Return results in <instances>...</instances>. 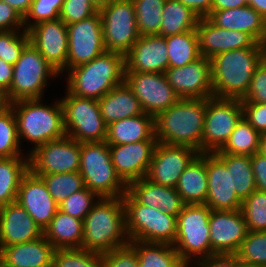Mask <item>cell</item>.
Returning a JSON list of instances; mask_svg holds the SVG:
<instances>
[{"label":"cell","instance_id":"obj_58","mask_svg":"<svg viewBox=\"0 0 266 267\" xmlns=\"http://www.w3.org/2000/svg\"><path fill=\"white\" fill-rule=\"evenodd\" d=\"M9 4L13 9H15L23 18L29 11L31 2L33 0H1Z\"/></svg>","mask_w":266,"mask_h":267},{"label":"cell","instance_id":"obj_11","mask_svg":"<svg viewBox=\"0 0 266 267\" xmlns=\"http://www.w3.org/2000/svg\"><path fill=\"white\" fill-rule=\"evenodd\" d=\"M99 13L106 51L125 56L140 37L132 0H112Z\"/></svg>","mask_w":266,"mask_h":267},{"label":"cell","instance_id":"obj_33","mask_svg":"<svg viewBox=\"0 0 266 267\" xmlns=\"http://www.w3.org/2000/svg\"><path fill=\"white\" fill-rule=\"evenodd\" d=\"M129 244L136 250L138 267H183L185 265L171 244L144 241H130Z\"/></svg>","mask_w":266,"mask_h":267},{"label":"cell","instance_id":"obj_44","mask_svg":"<svg viewBox=\"0 0 266 267\" xmlns=\"http://www.w3.org/2000/svg\"><path fill=\"white\" fill-rule=\"evenodd\" d=\"M241 211L248 231H266V192L251 193L242 202Z\"/></svg>","mask_w":266,"mask_h":267},{"label":"cell","instance_id":"obj_14","mask_svg":"<svg viewBox=\"0 0 266 267\" xmlns=\"http://www.w3.org/2000/svg\"><path fill=\"white\" fill-rule=\"evenodd\" d=\"M68 55L66 72L88 63L106 52L100 13L67 25Z\"/></svg>","mask_w":266,"mask_h":267},{"label":"cell","instance_id":"obj_16","mask_svg":"<svg viewBox=\"0 0 266 267\" xmlns=\"http://www.w3.org/2000/svg\"><path fill=\"white\" fill-rule=\"evenodd\" d=\"M164 74L180 99L213 97L211 60L208 58L201 56L182 67L168 68Z\"/></svg>","mask_w":266,"mask_h":267},{"label":"cell","instance_id":"obj_20","mask_svg":"<svg viewBox=\"0 0 266 267\" xmlns=\"http://www.w3.org/2000/svg\"><path fill=\"white\" fill-rule=\"evenodd\" d=\"M16 201L29 213L42 231L59 209L44 180L30 170L21 179Z\"/></svg>","mask_w":266,"mask_h":267},{"label":"cell","instance_id":"obj_10","mask_svg":"<svg viewBox=\"0 0 266 267\" xmlns=\"http://www.w3.org/2000/svg\"><path fill=\"white\" fill-rule=\"evenodd\" d=\"M65 91V95L60 97V103L66 135L80 143L105 141L107 125L102 118L98 101Z\"/></svg>","mask_w":266,"mask_h":267},{"label":"cell","instance_id":"obj_25","mask_svg":"<svg viewBox=\"0 0 266 267\" xmlns=\"http://www.w3.org/2000/svg\"><path fill=\"white\" fill-rule=\"evenodd\" d=\"M42 236V229L17 201L0 207V246L25 243Z\"/></svg>","mask_w":266,"mask_h":267},{"label":"cell","instance_id":"obj_12","mask_svg":"<svg viewBox=\"0 0 266 267\" xmlns=\"http://www.w3.org/2000/svg\"><path fill=\"white\" fill-rule=\"evenodd\" d=\"M243 117L241 99L206 98V116L202 134V153H214L228 141Z\"/></svg>","mask_w":266,"mask_h":267},{"label":"cell","instance_id":"obj_21","mask_svg":"<svg viewBox=\"0 0 266 267\" xmlns=\"http://www.w3.org/2000/svg\"><path fill=\"white\" fill-rule=\"evenodd\" d=\"M208 195L205 205L211 210H240L242 201L232 187V171L215 154L206 153Z\"/></svg>","mask_w":266,"mask_h":267},{"label":"cell","instance_id":"obj_23","mask_svg":"<svg viewBox=\"0 0 266 267\" xmlns=\"http://www.w3.org/2000/svg\"><path fill=\"white\" fill-rule=\"evenodd\" d=\"M157 143V141H140L109 145L115 171L127 186L146 177Z\"/></svg>","mask_w":266,"mask_h":267},{"label":"cell","instance_id":"obj_65","mask_svg":"<svg viewBox=\"0 0 266 267\" xmlns=\"http://www.w3.org/2000/svg\"><path fill=\"white\" fill-rule=\"evenodd\" d=\"M239 267H257V266H248V265H244V264H239Z\"/></svg>","mask_w":266,"mask_h":267},{"label":"cell","instance_id":"obj_5","mask_svg":"<svg viewBox=\"0 0 266 267\" xmlns=\"http://www.w3.org/2000/svg\"><path fill=\"white\" fill-rule=\"evenodd\" d=\"M213 96L243 99L255 69L261 64L259 48L222 52L211 59Z\"/></svg>","mask_w":266,"mask_h":267},{"label":"cell","instance_id":"obj_27","mask_svg":"<svg viewBox=\"0 0 266 267\" xmlns=\"http://www.w3.org/2000/svg\"><path fill=\"white\" fill-rule=\"evenodd\" d=\"M127 191L140 204L159 208L165 214L176 217L185 205L176 188L153 183L146 177L131 182Z\"/></svg>","mask_w":266,"mask_h":267},{"label":"cell","instance_id":"obj_29","mask_svg":"<svg viewBox=\"0 0 266 267\" xmlns=\"http://www.w3.org/2000/svg\"><path fill=\"white\" fill-rule=\"evenodd\" d=\"M140 141H157L155 138V117L150 114L144 113L107 125L105 142L108 145H122Z\"/></svg>","mask_w":266,"mask_h":267},{"label":"cell","instance_id":"obj_63","mask_svg":"<svg viewBox=\"0 0 266 267\" xmlns=\"http://www.w3.org/2000/svg\"><path fill=\"white\" fill-rule=\"evenodd\" d=\"M8 105L5 96H0V112Z\"/></svg>","mask_w":266,"mask_h":267},{"label":"cell","instance_id":"obj_19","mask_svg":"<svg viewBox=\"0 0 266 267\" xmlns=\"http://www.w3.org/2000/svg\"><path fill=\"white\" fill-rule=\"evenodd\" d=\"M27 32L29 43L44 56L60 76H64L68 55L67 25L58 18L39 23Z\"/></svg>","mask_w":266,"mask_h":267},{"label":"cell","instance_id":"obj_30","mask_svg":"<svg viewBox=\"0 0 266 267\" xmlns=\"http://www.w3.org/2000/svg\"><path fill=\"white\" fill-rule=\"evenodd\" d=\"M97 101L106 125L145 113L137 97L125 82L111 89Z\"/></svg>","mask_w":266,"mask_h":267},{"label":"cell","instance_id":"obj_17","mask_svg":"<svg viewBox=\"0 0 266 267\" xmlns=\"http://www.w3.org/2000/svg\"><path fill=\"white\" fill-rule=\"evenodd\" d=\"M198 154L188 146L157 143L146 178L153 183L176 188L180 175Z\"/></svg>","mask_w":266,"mask_h":267},{"label":"cell","instance_id":"obj_31","mask_svg":"<svg viewBox=\"0 0 266 267\" xmlns=\"http://www.w3.org/2000/svg\"><path fill=\"white\" fill-rule=\"evenodd\" d=\"M207 181L206 153H199L180 175L176 191L184 204H205Z\"/></svg>","mask_w":266,"mask_h":267},{"label":"cell","instance_id":"obj_62","mask_svg":"<svg viewBox=\"0 0 266 267\" xmlns=\"http://www.w3.org/2000/svg\"><path fill=\"white\" fill-rule=\"evenodd\" d=\"M93 5L100 10L101 8H103L104 6H106L110 1L112 0H90Z\"/></svg>","mask_w":266,"mask_h":267},{"label":"cell","instance_id":"obj_38","mask_svg":"<svg viewBox=\"0 0 266 267\" xmlns=\"http://www.w3.org/2000/svg\"><path fill=\"white\" fill-rule=\"evenodd\" d=\"M260 136L250 123L242 117L225 145L214 153L252 156L258 152Z\"/></svg>","mask_w":266,"mask_h":267},{"label":"cell","instance_id":"obj_1","mask_svg":"<svg viewBox=\"0 0 266 267\" xmlns=\"http://www.w3.org/2000/svg\"><path fill=\"white\" fill-rule=\"evenodd\" d=\"M129 243L122 197L99 198L83 220L81 248L103 254Z\"/></svg>","mask_w":266,"mask_h":267},{"label":"cell","instance_id":"obj_24","mask_svg":"<svg viewBox=\"0 0 266 267\" xmlns=\"http://www.w3.org/2000/svg\"><path fill=\"white\" fill-rule=\"evenodd\" d=\"M168 68L167 44L159 35L140 36L125 55V71L164 73Z\"/></svg>","mask_w":266,"mask_h":267},{"label":"cell","instance_id":"obj_22","mask_svg":"<svg viewBox=\"0 0 266 267\" xmlns=\"http://www.w3.org/2000/svg\"><path fill=\"white\" fill-rule=\"evenodd\" d=\"M196 32L200 55L208 59L230 50L259 48V43L249 34L217 27L208 18H199Z\"/></svg>","mask_w":266,"mask_h":267},{"label":"cell","instance_id":"obj_35","mask_svg":"<svg viewBox=\"0 0 266 267\" xmlns=\"http://www.w3.org/2000/svg\"><path fill=\"white\" fill-rule=\"evenodd\" d=\"M198 21L199 17L178 0H166L158 35L166 37L196 30Z\"/></svg>","mask_w":266,"mask_h":267},{"label":"cell","instance_id":"obj_39","mask_svg":"<svg viewBox=\"0 0 266 267\" xmlns=\"http://www.w3.org/2000/svg\"><path fill=\"white\" fill-rule=\"evenodd\" d=\"M24 150L19 142L14 111L8 104L0 112V158L29 157Z\"/></svg>","mask_w":266,"mask_h":267},{"label":"cell","instance_id":"obj_52","mask_svg":"<svg viewBox=\"0 0 266 267\" xmlns=\"http://www.w3.org/2000/svg\"><path fill=\"white\" fill-rule=\"evenodd\" d=\"M25 30L23 17L9 4L0 0V32Z\"/></svg>","mask_w":266,"mask_h":267},{"label":"cell","instance_id":"obj_53","mask_svg":"<svg viewBox=\"0 0 266 267\" xmlns=\"http://www.w3.org/2000/svg\"><path fill=\"white\" fill-rule=\"evenodd\" d=\"M251 163L256 181V189L266 192V156L256 152L251 156Z\"/></svg>","mask_w":266,"mask_h":267},{"label":"cell","instance_id":"obj_8","mask_svg":"<svg viewBox=\"0 0 266 267\" xmlns=\"http://www.w3.org/2000/svg\"><path fill=\"white\" fill-rule=\"evenodd\" d=\"M210 212L205 204H185L177 216L173 246L185 264H197L211 258Z\"/></svg>","mask_w":266,"mask_h":267},{"label":"cell","instance_id":"obj_54","mask_svg":"<svg viewBox=\"0 0 266 267\" xmlns=\"http://www.w3.org/2000/svg\"><path fill=\"white\" fill-rule=\"evenodd\" d=\"M240 261L235 255H214L197 263L198 267H239Z\"/></svg>","mask_w":266,"mask_h":267},{"label":"cell","instance_id":"obj_64","mask_svg":"<svg viewBox=\"0 0 266 267\" xmlns=\"http://www.w3.org/2000/svg\"><path fill=\"white\" fill-rule=\"evenodd\" d=\"M198 267L197 264H185L183 267Z\"/></svg>","mask_w":266,"mask_h":267},{"label":"cell","instance_id":"obj_49","mask_svg":"<svg viewBox=\"0 0 266 267\" xmlns=\"http://www.w3.org/2000/svg\"><path fill=\"white\" fill-rule=\"evenodd\" d=\"M101 255L102 267H138L136 250L130 244Z\"/></svg>","mask_w":266,"mask_h":267},{"label":"cell","instance_id":"obj_34","mask_svg":"<svg viewBox=\"0 0 266 267\" xmlns=\"http://www.w3.org/2000/svg\"><path fill=\"white\" fill-rule=\"evenodd\" d=\"M29 171V157L0 158V207L14 202L22 177Z\"/></svg>","mask_w":266,"mask_h":267},{"label":"cell","instance_id":"obj_42","mask_svg":"<svg viewBox=\"0 0 266 267\" xmlns=\"http://www.w3.org/2000/svg\"><path fill=\"white\" fill-rule=\"evenodd\" d=\"M47 185L48 191L59 205L74 192L85 187L79 171L40 176Z\"/></svg>","mask_w":266,"mask_h":267},{"label":"cell","instance_id":"obj_9","mask_svg":"<svg viewBox=\"0 0 266 267\" xmlns=\"http://www.w3.org/2000/svg\"><path fill=\"white\" fill-rule=\"evenodd\" d=\"M126 232L130 241L173 245L177 236V217L140 204L128 191L122 196Z\"/></svg>","mask_w":266,"mask_h":267},{"label":"cell","instance_id":"obj_18","mask_svg":"<svg viewBox=\"0 0 266 267\" xmlns=\"http://www.w3.org/2000/svg\"><path fill=\"white\" fill-rule=\"evenodd\" d=\"M211 257L235 255L248 233L244 215L240 210H211L210 218Z\"/></svg>","mask_w":266,"mask_h":267},{"label":"cell","instance_id":"obj_60","mask_svg":"<svg viewBox=\"0 0 266 267\" xmlns=\"http://www.w3.org/2000/svg\"><path fill=\"white\" fill-rule=\"evenodd\" d=\"M259 49L261 64L266 67V38L259 42Z\"/></svg>","mask_w":266,"mask_h":267},{"label":"cell","instance_id":"obj_36","mask_svg":"<svg viewBox=\"0 0 266 267\" xmlns=\"http://www.w3.org/2000/svg\"><path fill=\"white\" fill-rule=\"evenodd\" d=\"M232 171V187L243 202L256 189L251 156L215 153Z\"/></svg>","mask_w":266,"mask_h":267},{"label":"cell","instance_id":"obj_48","mask_svg":"<svg viewBox=\"0 0 266 267\" xmlns=\"http://www.w3.org/2000/svg\"><path fill=\"white\" fill-rule=\"evenodd\" d=\"M99 10L90 0H65L59 18L66 24L87 19Z\"/></svg>","mask_w":266,"mask_h":267},{"label":"cell","instance_id":"obj_6","mask_svg":"<svg viewBox=\"0 0 266 267\" xmlns=\"http://www.w3.org/2000/svg\"><path fill=\"white\" fill-rule=\"evenodd\" d=\"M13 80L6 102L11 104L19 100L43 99L51 80L61 79L44 56L30 43L22 50L19 59L13 65ZM50 83V84H49Z\"/></svg>","mask_w":266,"mask_h":267},{"label":"cell","instance_id":"obj_41","mask_svg":"<svg viewBox=\"0 0 266 267\" xmlns=\"http://www.w3.org/2000/svg\"><path fill=\"white\" fill-rule=\"evenodd\" d=\"M235 256L241 264L266 267V231H248Z\"/></svg>","mask_w":266,"mask_h":267},{"label":"cell","instance_id":"obj_55","mask_svg":"<svg viewBox=\"0 0 266 267\" xmlns=\"http://www.w3.org/2000/svg\"><path fill=\"white\" fill-rule=\"evenodd\" d=\"M190 8L199 18H207L211 13L213 0H178Z\"/></svg>","mask_w":266,"mask_h":267},{"label":"cell","instance_id":"obj_56","mask_svg":"<svg viewBox=\"0 0 266 267\" xmlns=\"http://www.w3.org/2000/svg\"><path fill=\"white\" fill-rule=\"evenodd\" d=\"M13 75V65L0 59V93L4 96L9 92Z\"/></svg>","mask_w":266,"mask_h":267},{"label":"cell","instance_id":"obj_57","mask_svg":"<svg viewBox=\"0 0 266 267\" xmlns=\"http://www.w3.org/2000/svg\"><path fill=\"white\" fill-rule=\"evenodd\" d=\"M252 0H213L211 11L233 9L249 5Z\"/></svg>","mask_w":266,"mask_h":267},{"label":"cell","instance_id":"obj_47","mask_svg":"<svg viewBox=\"0 0 266 267\" xmlns=\"http://www.w3.org/2000/svg\"><path fill=\"white\" fill-rule=\"evenodd\" d=\"M98 199L99 197L94 192L84 187L83 189L71 194L62 203H60L58 207L59 210L64 213L80 220H84Z\"/></svg>","mask_w":266,"mask_h":267},{"label":"cell","instance_id":"obj_40","mask_svg":"<svg viewBox=\"0 0 266 267\" xmlns=\"http://www.w3.org/2000/svg\"><path fill=\"white\" fill-rule=\"evenodd\" d=\"M140 36L158 35L166 0H132Z\"/></svg>","mask_w":266,"mask_h":267},{"label":"cell","instance_id":"obj_37","mask_svg":"<svg viewBox=\"0 0 266 267\" xmlns=\"http://www.w3.org/2000/svg\"><path fill=\"white\" fill-rule=\"evenodd\" d=\"M169 68L182 67L201 57L196 30L165 37Z\"/></svg>","mask_w":266,"mask_h":267},{"label":"cell","instance_id":"obj_15","mask_svg":"<svg viewBox=\"0 0 266 267\" xmlns=\"http://www.w3.org/2000/svg\"><path fill=\"white\" fill-rule=\"evenodd\" d=\"M124 82L137 97L143 111L154 117L180 99L164 73L125 71Z\"/></svg>","mask_w":266,"mask_h":267},{"label":"cell","instance_id":"obj_28","mask_svg":"<svg viewBox=\"0 0 266 267\" xmlns=\"http://www.w3.org/2000/svg\"><path fill=\"white\" fill-rule=\"evenodd\" d=\"M207 18L217 27L245 32L258 43L266 38V19L249 5L211 11Z\"/></svg>","mask_w":266,"mask_h":267},{"label":"cell","instance_id":"obj_51","mask_svg":"<svg viewBox=\"0 0 266 267\" xmlns=\"http://www.w3.org/2000/svg\"><path fill=\"white\" fill-rule=\"evenodd\" d=\"M243 118L260 134L266 133V104L242 103Z\"/></svg>","mask_w":266,"mask_h":267},{"label":"cell","instance_id":"obj_50","mask_svg":"<svg viewBox=\"0 0 266 267\" xmlns=\"http://www.w3.org/2000/svg\"><path fill=\"white\" fill-rule=\"evenodd\" d=\"M241 102L266 104V67L262 64L255 69L248 92Z\"/></svg>","mask_w":266,"mask_h":267},{"label":"cell","instance_id":"obj_7","mask_svg":"<svg viewBox=\"0 0 266 267\" xmlns=\"http://www.w3.org/2000/svg\"><path fill=\"white\" fill-rule=\"evenodd\" d=\"M79 172L85 187L99 198L122 197L127 192V185L117 175L105 141L80 143Z\"/></svg>","mask_w":266,"mask_h":267},{"label":"cell","instance_id":"obj_2","mask_svg":"<svg viewBox=\"0 0 266 267\" xmlns=\"http://www.w3.org/2000/svg\"><path fill=\"white\" fill-rule=\"evenodd\" d=\"M206 99H179L155 117L158 143L188 146L202 153Z\"/></svg>","mask_w":266,"mask_h":267},{"label":"cell","instance_id":"obj_26","mask_svg":"<svg viewBox=\"0 0 266 267\" xmlns=\"http://www.w3.org/2000/svg\"><path fill=\"white\" fill-rule=\"evenodd\" d=\"M55 247L44 237L25 243L0 246L2 267H52Z\"/></svg>","mask_w":266,"mask_h":267},{"label":"cell","instance_id":"obj_59","mask_svg":"<svg viewBox=\"0 0 266 267\" xmlns=\"http://www.w3.org/2000/svg\"><path fill=\"white\" fill-rule=\"evenodd\" d=\"M249 6L266 19V0H252Z\"/></svg>","mask_w":266,"mask_h":267},{"label":"cell","instance_id":"obj_13","mask_svg":"<svg viewBox=\"0 0 266 267\" xmlns=\"http://www.w3.org/2000/svg\"><path fill=\"white\" fill-rule=\"evenodd\" d=\"M29 156V170L36 176L72 173L80 168V142L65 135L37 146Z\"/></svg>","mask_w":266,"mask_h":267},{"label":"cell","instance_id":"obj_3","mask_svg":"<svg viewBox=\"0 0 266 267\" xmlns=\"http://www.w3.org/2000/svg\"><path fill=\"white\" fill-rule=\"evenodd\" d=\"M44 99L19 100L9 104L14 111L20 144L27 142L31 145L28 154L37 146L66 135L60 99L50 104Z\"/></svg>","mask_w":266,"mask_h":267},{"label":"cell","instance_id":"obj_32","mask_svg":"<svg viewBox=\"0 0 266 267\" xmlns=\"http://www.w3.org/2000/svg\"><path fill=\"white\" fill-rule=\"evenodd\" d=\"M43 236L55 249L81 248L83 239V220L57 210Z\"/></svg>","mask_w":266,"mask_h":267},{"label":"cell","instance_id":"obj_45","mask_svg":"<svg viewBox=\"0 0 266 267\" xmlns=\"http://www.w3.org/2000/svg\"><path fill=\"white\" fill-rule=\"evenodd\" d=\"M65 0H33L29 11L23 18L26 31L49 20L58 19Z\"/></svg>","mask_w":266,"mask_h":267},{"label":"cell","instance_id":"obj_46","mask_svg":"<svg viewBox=\"0 0 266 267\" xmlns=\"http://www.w3.org/2000/svg\"><path fill=\"white\" fill-rule=\"evenodd\" d=\"M28 43L29 35L26 30L0 32V59L14 65Z\"/></svg>","mask_w":266,"mask_h":267},{"label":"cell","instance_id":"obj_4","mask_svg":"<svg viewBox=\"0 0 266 267\" xmlns=\"http://www.w3.org/2000/svg\"><path fill=\"white\" fill-rule=\"evenodd\" d=\"M64 79L65 89L80 97L99 100L107 92L124 83L125 56L104 52L88 63L68 70Z\"/></svg>","mask_w":266,"mask_h":267},{"label":"cell","instance_id":"obj_43","mask_svg":"<svg viewBox=\"0 0 266 267\" xmlns=\"http://www.w3.org/2000/svg\"><path fill=\"white\" fill-rule=\"evenodd\" d=\"M52 267H102V255L82 248L56 249Z\"/></svg>","mask_w":266,"mask_h":267},{"label":"cell","instance_id":"obj_61","mask_svg":"<svg viewBox=\"0 0 266 267\" xmlns=\"http://www.w3.org/2000/svg\"><path fill=\"white\" fill-rule=\"evenodd\" d=\"M258 153L266 156V133L260 136Z\"/></svg>","mask_w":266,"mask_h":267}]
</instances>
